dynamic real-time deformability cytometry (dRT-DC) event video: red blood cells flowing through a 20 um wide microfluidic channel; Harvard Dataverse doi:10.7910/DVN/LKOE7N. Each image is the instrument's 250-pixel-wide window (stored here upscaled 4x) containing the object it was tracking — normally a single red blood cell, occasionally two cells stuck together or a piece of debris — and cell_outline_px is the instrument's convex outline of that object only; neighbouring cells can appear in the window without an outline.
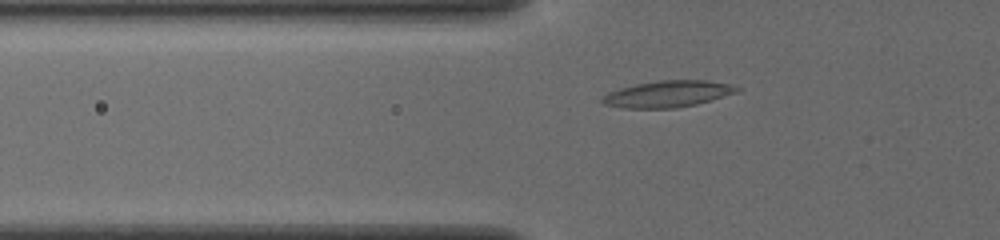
{"species": "common noctule bat (a hibernating species)", "species_latin": "Nyctalus noctula", "temperature_condition": "cold", "stored_images_in_passage": 43, "camera_frame_rate_fps": 3000, "um_per_image_px": 0.085, "animal": {"sex": "female", "body_mass_g": 19.5, "forearm_length_mm": 54.1}, "frame": {"image": 1, "passage_image": 9, "time_ms": 2.667, "image_size_px": [1000, 240], "cell_outline_px": [[744, 88], [736, 92], [696, 104], [676, 108], [624, 108], [604, 104], [600, 100], [600, 96], [608, 92], [620, 88], [636, 84], [660, 80], [708, 80], [728, 84]], "centroid_in_image_um": [56.72, 7.98], "position_along_channel_um": 69.1, "area_um2": 20.75}}
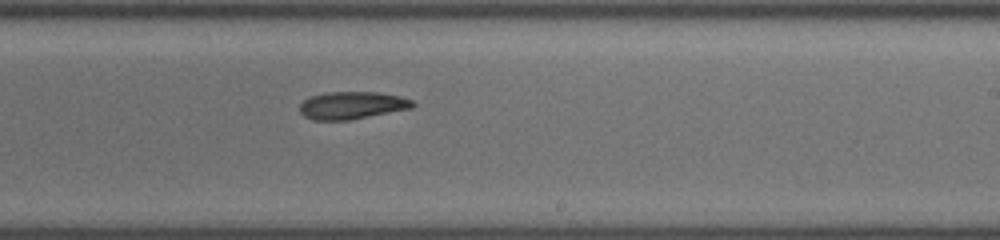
{"frame": {"image": 2, "passage_image": 24, "time_ms": 7.667, "image_size_px": [1000, 240], "cell_outline_px": [[416, 104], [412, 108], [348, 120], [312, 120], [304, 116], [300, 112], [300, 104], [304, 100], [312, 96], [328, 92], [376, 92], [400, 96], [412, 100]], "centroid_in_image_um": [29.92, 8.95], "position_along_channel_um": 259.1, "area_um2": 17.98}}
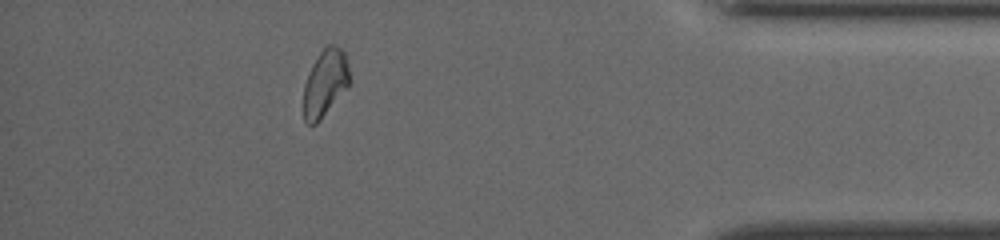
{"frame": {"image": 3, "passage_image": 38, "time_ms": 12.333, "image_size_px": [1000, 240], "cell_outline_px": [[348, 88], [320, 120], [316, 124], [308, 124], [304, 120], [304, 84], [312, 64], [320, 52], [328, 44], [332, 44], [340, 48], [344, 52], [348, 68]], "centroid_in_image_um": [27.62, 7.07], "position_along_channel_um": 407.6, "area_um2": 17.74}, "authors_computed_cell_mechanics": {"area_um2": 18.9584, "velocity_mm_per_s": 3.896, "shape_relaxation_time_tau1_ms": 5.2026, "shape_relaxation_time_tau2_ms": 9.2497, "deformation_change_tau1": 0.1276, "deformation_change_tau2": 0.1726}}